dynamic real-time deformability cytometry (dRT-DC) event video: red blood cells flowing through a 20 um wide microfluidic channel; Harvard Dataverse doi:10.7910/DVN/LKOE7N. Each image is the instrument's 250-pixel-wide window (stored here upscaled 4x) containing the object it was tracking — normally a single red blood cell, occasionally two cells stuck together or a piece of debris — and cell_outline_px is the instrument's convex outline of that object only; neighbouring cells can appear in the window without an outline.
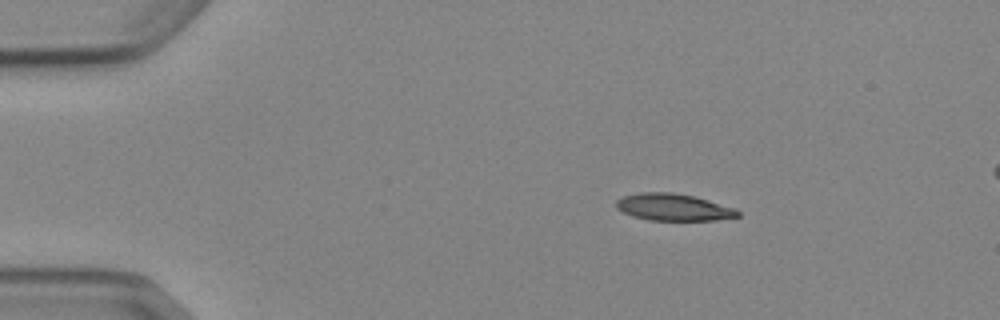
{"species": "Egyptian fruit bat (a non-hibernating species)", "species_latin": "Rousettus aegyptiacus", "temperature_condition": "cold", "stored_images_in_passage": 4, "segment_of_instrument_passage": [1, 2], "camera_frame_rate_fps": 3000, "um_per_image_px": 0.085, "animal": {"sex": "female"}, "frame": {"image": 1, "passage_image": 1, "time_ms": 0.0, "image_size_px": [1000, 320], "cell_outline_px": [[740, 216], [716, 220], [648, 220], [632, 216], [616, 208], [616, 200], [624, 196], [640, 192], [672, 192], [692, 196], [708, 200], [736, 208], [740, 212]], "centroid_in_image_um": [57.24, 17.61], "position_along_channel_um": 27.8, "area_um2": 19.07}}